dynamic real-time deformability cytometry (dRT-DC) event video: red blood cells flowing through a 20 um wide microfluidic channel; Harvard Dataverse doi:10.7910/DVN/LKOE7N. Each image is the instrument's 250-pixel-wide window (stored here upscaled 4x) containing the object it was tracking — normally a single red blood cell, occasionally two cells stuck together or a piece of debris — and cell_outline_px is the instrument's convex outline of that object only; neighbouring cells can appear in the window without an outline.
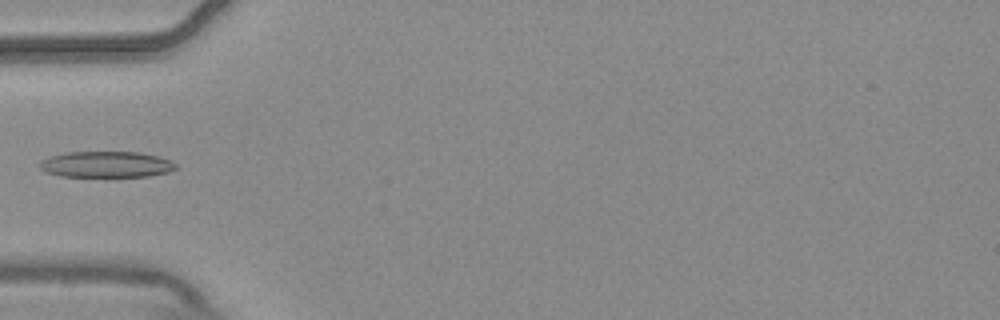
{"species": "common noctule bat (a hibernating species)", "species_latin": "Nyctalus noctula", "temperature_condition": "warm", "stored_images_in_passage": 6, "camera_frame_rate_fps": 3000, "um_per_image_px": 0.085, "animal": {"sex": "male", "body_mass_g": 20.4}, "frame": {"image": 1, "passage_image": 6, "time_ms": 1.667, "image_size_px": [1000, 320], "cell_outline_px": [[176, 168], [168, 172], [148, 176], [60, 176], [44, 172], [40, 168], [40, 164], [48, 156], [68, 152], [140, 152], [160, 156], [176, 164]], "centroid_in_image_um": [9.03, 13.97], "position_along_channel_um": 76.0, "area_um2": 20.58}}